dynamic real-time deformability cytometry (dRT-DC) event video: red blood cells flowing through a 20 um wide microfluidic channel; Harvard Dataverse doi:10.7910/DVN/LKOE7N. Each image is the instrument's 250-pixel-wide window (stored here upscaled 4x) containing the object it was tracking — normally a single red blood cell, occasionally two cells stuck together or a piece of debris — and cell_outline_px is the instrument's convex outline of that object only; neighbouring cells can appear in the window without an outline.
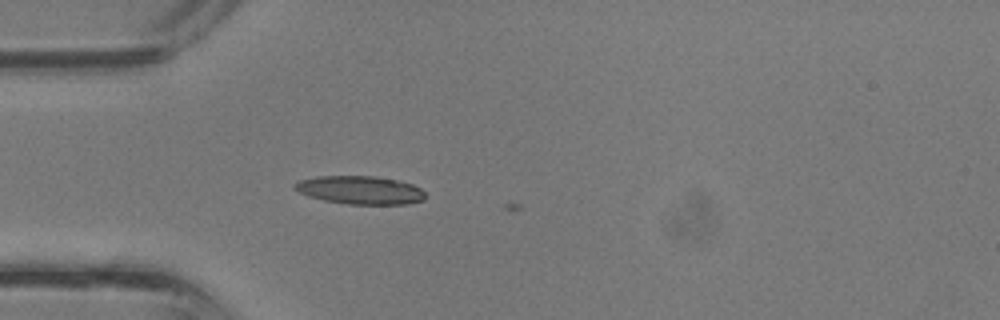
{"species": "common noctule bat (a hibernating species)", "species_latin": "Nyctalus noctula", "temperature_condition": "room temperature", "stored_images_in_passage": 4, "camera_frame_rate_fps": 3000, "um_per_image_px": 0.085, "animal": {"sex": "male", "body_mass_g": 13.3}, "frame": {"image": 1, "passage_image": 2, "time_ms": 0.333, "image_size_px": [1000, 320], "cell_outline_px": [[424, 200], [408, 204], [348, 204], [324, 200], [308, 196], [292, 188], [292, 184], [300, 180], [316, 176], [376, 176], [396, 180], [412, 184], [420, 188], [424, 192]], "centroid_in_image_um": [30.58, 16.15], "position_along_channel_um": 54.4, "area_um2": 21.5}}